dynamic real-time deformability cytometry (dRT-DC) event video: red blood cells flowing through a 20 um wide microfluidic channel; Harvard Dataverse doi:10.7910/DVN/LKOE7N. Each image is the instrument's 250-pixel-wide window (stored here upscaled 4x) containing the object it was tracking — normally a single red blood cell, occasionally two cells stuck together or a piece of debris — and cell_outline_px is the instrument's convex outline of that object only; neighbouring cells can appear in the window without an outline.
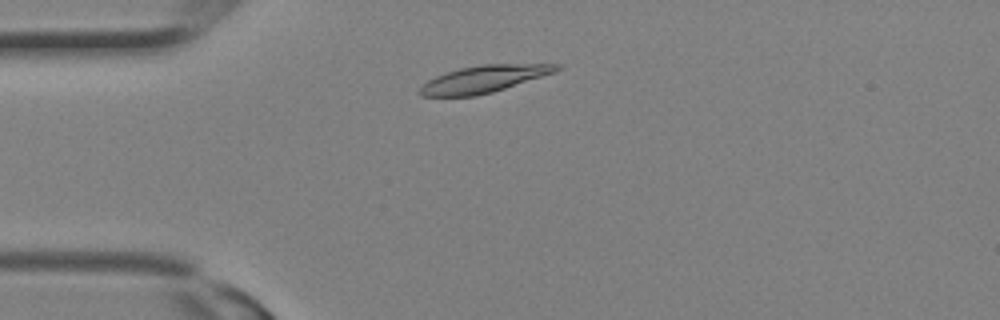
{"species": "Egyptian fruit bat (a non-hibernating species)", "species_latin": "Rousettus aegyptiacus", "temperature_condition": "room temperature", "stored_images_in_passage": 12, "camera_frame_rate_fps": 3000, "um_per_image_px": 0.085, "animal": {"sex": "female"}, "frame": {"image": 1, "passage_image": 3, "time_ms": 0.667, "image_size_px": [1000, 320], "cell_outline_px": [[560, 68], [556, 72], [492, 92], [476, 96], [420, 96], [416, 92], [428, 80], [436, 76], [460, 68], [480, 64], [560, 64]], "centroid_in_image_um": [41.11, 6.72], "position_along_channel_um": 43.9, "area_um2": 21.39}}
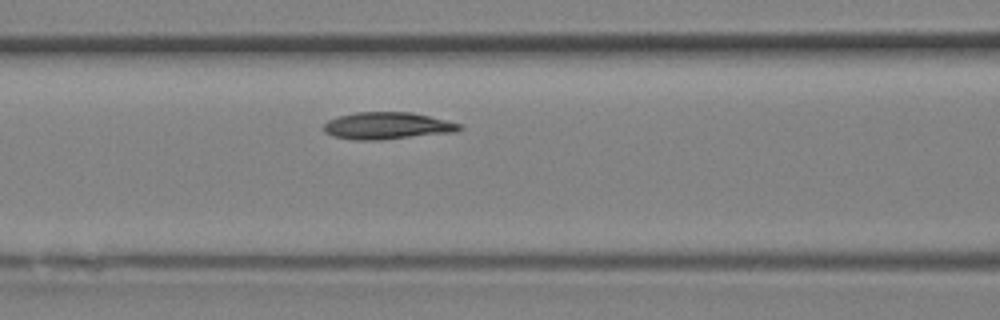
{"frame": {"image": 2, "passage_image": 8, "time_ms": 2.333, "image_size_px": [1000, 320], "cell_outline_px": [[464, 128], [456, 132], [380, 140], [356, 140], [332, 136], [324, 132], [324, 124], [328, 120], [336, 116], [356, 112], [412, 112], [464, 124]], "centroid_in_image_um": [32.94, 10.69], "position_along_channel_um": 133.7, "area_um2": 21.68}}
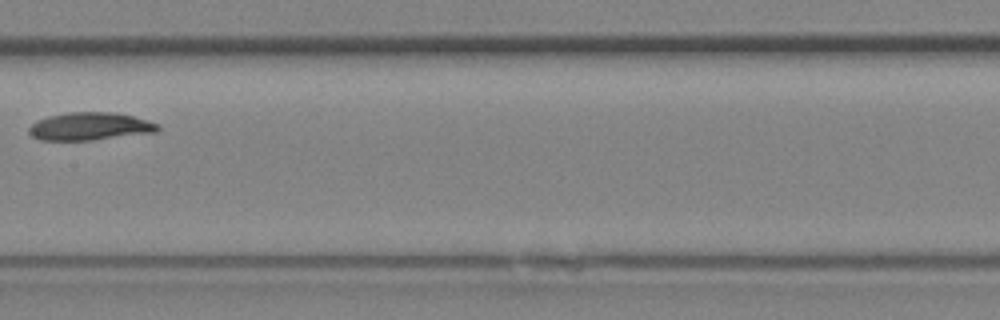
{"frame": {"image": 3, "passage_image": 11, "time_ms": 3.333, "image_size_px": [1000, 320], "cell_outline_px": [[160, 128], [156, 132], [92, 140], [40, 140], [32, 136], [28, 132], [28, 128], [36, 120], [48, 116], [68, 112], [112, 112], [132, 116], [160, 124]], "centroid_in_image_um": [7.62, 10.74], "position_along_channel_um": 199.8, "area_um2": 20.87}}